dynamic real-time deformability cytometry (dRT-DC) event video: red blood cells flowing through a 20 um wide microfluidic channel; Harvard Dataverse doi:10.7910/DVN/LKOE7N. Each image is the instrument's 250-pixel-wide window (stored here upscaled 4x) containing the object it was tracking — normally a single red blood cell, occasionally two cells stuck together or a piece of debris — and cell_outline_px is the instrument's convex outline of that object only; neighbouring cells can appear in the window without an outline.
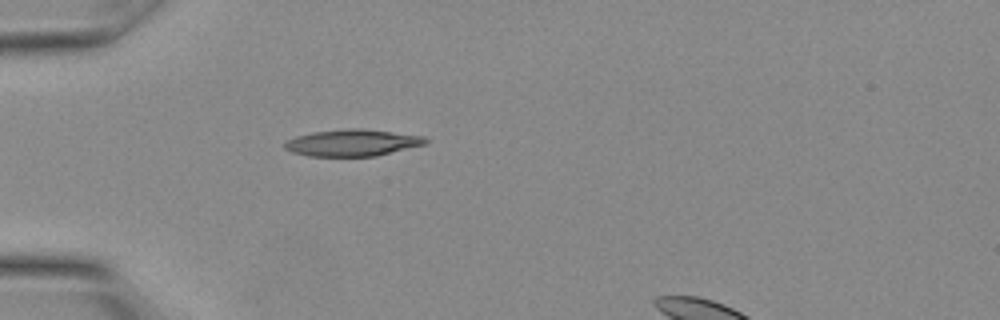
{"species": "Egyptian fruit bat (a non-hibernating species)", "species_latin": "Rousettus aegyptiacus", "temperature_condition": "warm", "stored_images_in_passage": 5, "camera_frame_rate_fps": 3000, "um_per_image_px": 0.085, "animal": {"sex": "female"}, "frame": {"image": 1, "passage_image": 1, "time_ms": 0.0, "image_size_px": [1000, 320], "cell_outline_px": [[428, 140], [424, 144], [376, 156], [308, 156], [292, 152], [284, 148], [284, 140], [296, 136], [312, 132], [352, 128], [360, 128], [424, 136]], "centroid_in_image_um": [29.89, 12.13], "position_along_channel_um": 55.1, "area_um2": 21.79}}
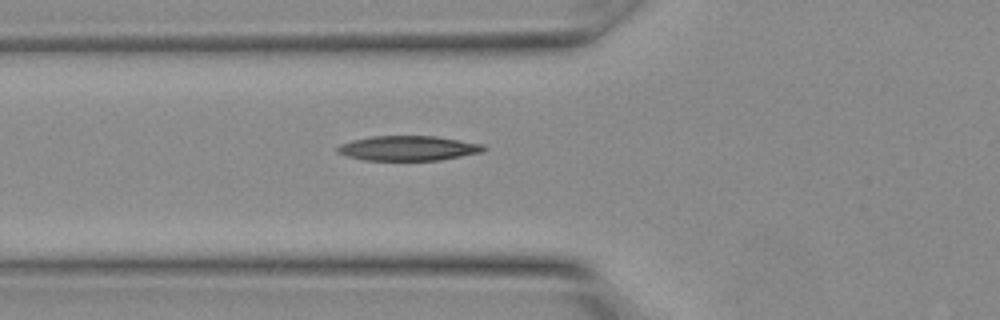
{"frame": {"image": 2, "passage_image": 3, "time_ms": 0.667, "image_size_px": [1000, 320], "cell_outline_px": [[488, 148], [484, 152], [440, 160], [364, 160], [348, 156], [336, 152], [336, 148], [340, 144], [352, 140], [372, 136], [436, 136], [484, 144]], "centroid_in_image_um": [34.73, 12.59], "position_along_channel_um": 91.1, "area_um2": 21.27}}
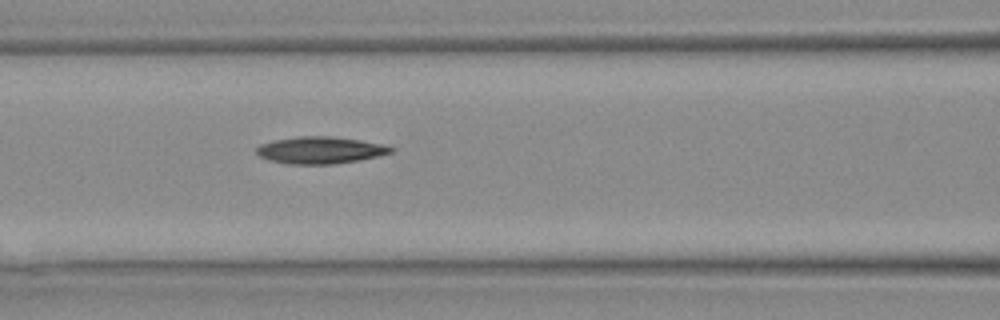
{"frame": {"image": 3, "passage_image": 5, "time_ms": 1.333, "image_size_px": [1000, 320], "cell_outline_px": [[396, 148], [392, 152], [360, 160], [332, 164], [288, 164], [272, 160], [260, 156], [256, 152], [256, 148], [260, 144], [272, 140], [296, 136], [332, 136], [360, 140], [380, 144]], "centroid_in_image_um": [27.2, 12.75], "position_along_channel_um": 139.4, "area_um2": 21.04}}